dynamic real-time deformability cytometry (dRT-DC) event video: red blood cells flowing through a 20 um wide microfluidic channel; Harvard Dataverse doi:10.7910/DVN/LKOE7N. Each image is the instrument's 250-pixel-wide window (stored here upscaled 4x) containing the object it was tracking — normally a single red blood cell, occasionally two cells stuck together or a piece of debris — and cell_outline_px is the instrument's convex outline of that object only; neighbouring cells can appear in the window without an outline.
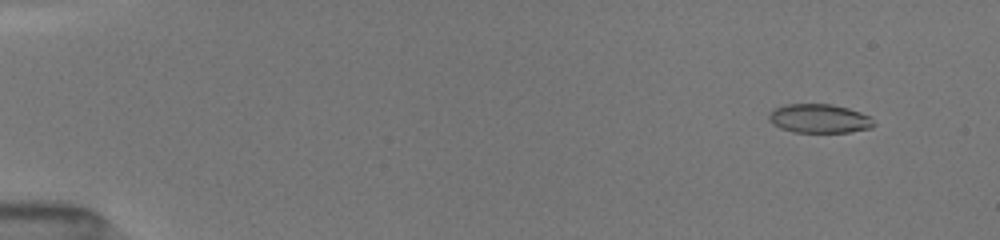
{"species": "common noctule bat (a hibernating species)", "species_latin": "Nyctalus noctula", "temperature_condition": "room temperature", "stored_images_in_passage": 15, "camera_frame_rate_fps": 3000, "um_per_image_px": 0.085, "animal": {"sex": "female", "body_mass_g": 19.5, "forearm_length_mm": 54.1}, "frame": {"image": 1, "passage_image": 5, "time_ms": 1.333, "image_size_px": [1000, 240], "cell_outline_px": [[876, 124], [872, 128], [848, 132], [792, 132], [780, 128], [772, 124], [768, 120], [768, 116], [776, 108], [784, 104], [832, 104], [848, 108], [860, 112], [868, 116]], "centroid_in_image_um": [69.63, 10.08], "position_along_channel_um": 15.4, "area_um2": 17.69}}
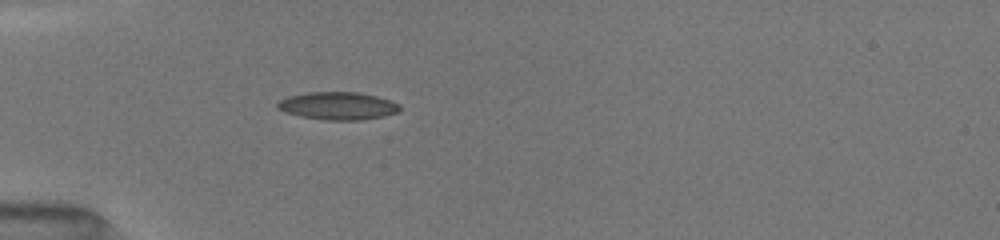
{"frame": {"image": 2, "passage_image": 11, "time_ms": 5.333, "image_size_px": [1000, 240], "cell_outline_px": [[400, 112], [384, 116], [360, 120], [324, 120], [300, 116], [284, 112], [276, 108], [276, 104], [280, 100], [288, 96], [308, 92], [356, 92], [376, 96], [400, 104]], "centroid_in_image_um": [28.7, 9.0], "position_along_channel_um": 56.3, "area_um2": 19.83}}
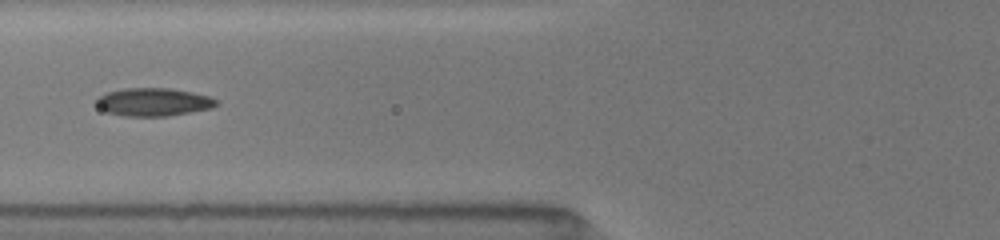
{"frame": {"image": 3, "passage_image": 14, "time_ms": 7.0, "image_size_px": [1000, 240], "cell_outline_px": [[220, 104], [212, 108], [168, 116], [124, 116], [108, 112], [100, 108], [96, 104], [96, 100], [100, 96], [108, 92], [124, 88], [172, 88], [192, 92], [208, 96], [220, 100]], "centroid_in_image_um": [13.1, 8.67], "position_along_channel_um": 112.7, "area_um2": 19.65}}